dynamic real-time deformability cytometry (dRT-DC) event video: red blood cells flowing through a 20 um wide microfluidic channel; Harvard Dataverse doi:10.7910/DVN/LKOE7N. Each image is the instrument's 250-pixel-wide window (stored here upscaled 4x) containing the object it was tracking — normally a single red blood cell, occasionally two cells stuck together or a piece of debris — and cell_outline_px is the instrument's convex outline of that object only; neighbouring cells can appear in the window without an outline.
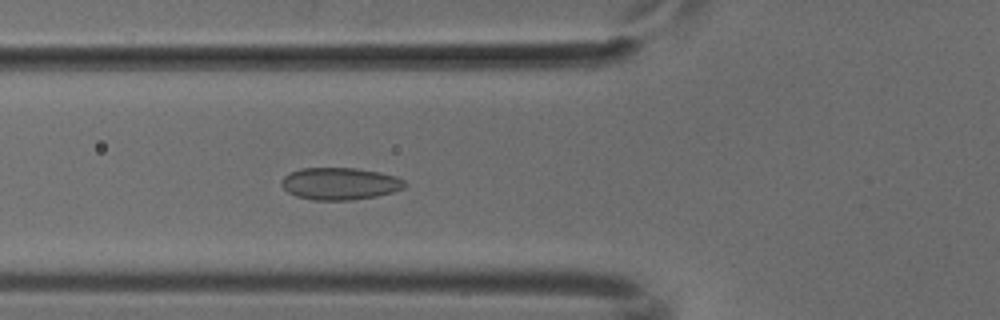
{"species": "common noctule bat (a hibernating species)", "species_latin": "Nyctalus noctula", "temperature_condition": "cold", "stored_images_in_passage": 48, "camera_frame_rate_fps": 3000, "um_per_image_px": 0.085, "animal": {"sex": "male", "body_mass_g": 18.8}, "frame": {"image": 1, "passage_image": 16, "time_ms": 5.0, "image_size_px": [1000, 320], "cell_outline_px": [[408, 184], [404, 188], [392, 192], [376, 196], [352, 200], [312, 200], [296, 196], [288, 192], [280, 184], [284, 176], [288, 172], [300, 168], [356, 168], [380, 172], [396, 176], [404, 180]], "centroid_in_image_um": [28.89, 15.6], "position_along_channel_um": 96.9, "area_um2": 23.29}}
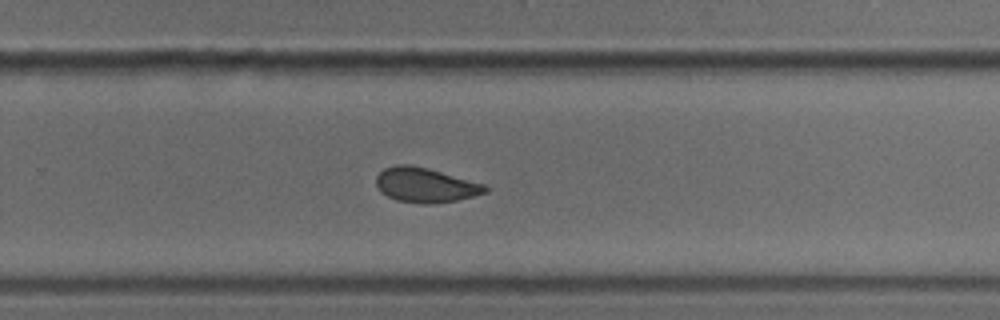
{"frame": {"image": 2, "passage_image": 31, "time_ms": 10.0, "image_size_px": [1000, 320], "cell_outline_px": [[488, 192], [456, 200], [432, 204], [424, 204], [396, 200], [380, 192], [376, 184], [376, 176], [384, 168], [396, 164], [408, 164], [428, 168], [484, 184], [488, 188]], "centroid_in_image_um": [36.13, 15.73], "position_along_channel_um": 293.7, "area_um2": 21.96}}
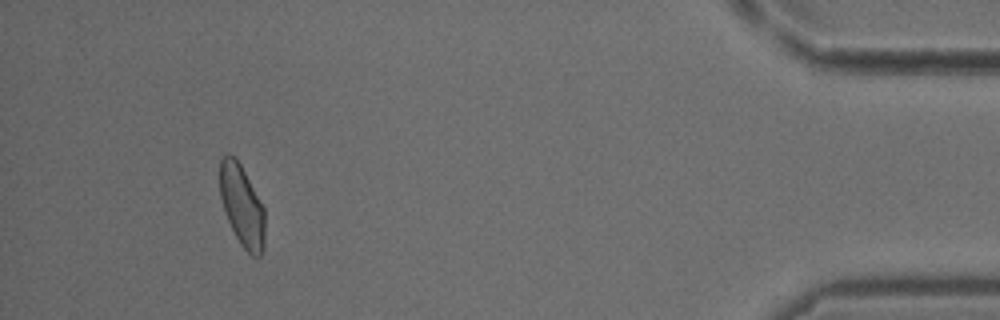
{"frame": {"image": 3, "passage_image": 45, "time_ms": 14.667, "image_size_px": [1000, 320], "cell_outline_px": [[264, 248], [260, 256], [252, 256], [240, 244], [228, 220], [220, 196], [220, 160], [228, 152], [240, 164], [264, 208]], "centroid_in_image_um": [20.57, 17.5], "position_along_channel_um": 414.6, "area_um2": 20.92}}